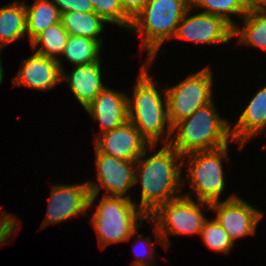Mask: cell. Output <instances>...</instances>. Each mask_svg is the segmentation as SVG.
I'll return each instance as SVG.
<instances>
[{
  "instance_id": "9",
  "label": "cell",
  "mask_w": 266,
  "mask_h": 266,
  "mask_svg": "<svg viewBox=\"0 0 266 266\" xmlns=\"http://www.w3.org/2000/svg\"><path fill=\"white\" fill-rule=\"evenodd\" d=\"M98 183L88 182L90 209L101 188L108 192L104 196H123L135 186V161H125L99 152L95 148ZM94 182V183H93ZM100 183V184H99ZM100 185V186H99Z\"/></svg>"
},
{
  "instance_id": "5",
  "label": "cell",
  "mask_w": 266,
  "mask_h": 266,
  "mask_svg": "<svg viewBox=\"0 0 266 266\" xmlns=\"http://www.w3.org/2000/svg\"><path fill=\"white\" fill-rule=\"evenodd\" d=\"M130 198L129 194L125 197L103 195L95 206L96 211L90 220L101 247L127 242L142 226L144 219L148 220V216Z\"/></svg>"
},
{
  "instance_id": "14",
  "label": "cell",
  "mask_w": 266,
  "mask_h": 266,
  "mask_svg": "<svg viewBox=\"0 0 266 266\" xmlns=\"http://www.w3.org/2000/svg\"><path fill=\"white\" fill-rule=\"evenodd\" d=\"M13 80L14 86L31 87L35 90H49L62 82V70L58 60L34 52L21 63Z\"/></svg>"
},
{
  "instance_id": "15",
  "label": "cell",
  "mask_w": 266,
  "mask_h": 266,
  "mask_svg": "<svg viewBox=\"0 0 266 266\" xmlns=\"http://www.w3.org/2000/svg\"><path fill=\"white\" fill-rule=\"evenodd\" d=\"M127 95L105 87L85 108L95 122L100 123V133L120 127L128 121Z\"/></svg>"
},
{
  "instance_id": "2",
  "label": "cell",
  "mask_w": 266,
  "mask_h": 266,
  "mask_svg": "<svg viewBox=\"0 0 266 266\" xmlns=\"http://www.w3.org/2000/svg\"><path fill=\"white\" fill-rule=\"evenodd\" d=\"M151 64L147 62L146 67L141 66L140 74L134 85L133 96L127 97L128 121L140 131L150 145H157L160 138L167 135L162 139L164 145V143L169 144L173 136L172 125L168 119L166 89L161 90V93L157 90L158 82L151 79L147 69ZM162 94H164V99Z\"/></svg>"
},
{
  "instance_id": "21",
  "label": "cell",
  "mask_w": 266,
  "mask_h": 266,
  "mask_svg": "<svg viewBox=\"0 0 266 266\" xmlns=\"http://www.w3.org/2000/svg\"><path fill=\"white\" fill-rule=\"evenodd\" d=\"M243 29L233 27V37H239L238 42L243 45L253 46L266 51V10L247 12L242 17Z\"/></svg>"
},
{
  "instance_id": "22",
  "label": "cell",
  "mask_w": 266,
  "mask_h": 266,
  "mask_svg": "<svg viewBox=\"0 0 266 266\" xmlns=\"http://www.w3.org/2000/svg\"><path fill=\"white\" fill-rule=\"evenodd\" d=\"M69 37L70 35L63 28L62 22H59L46 28L30 44L33 51L41 44L40 48L36 49L35 52L58 60L60 68L63 71L62 61L57 55H62Z\"/></svg>"
},
{
  "instance_id": "10",
  "label": "cell",
  "mask_w": 266,
  "mask_h": 266,
  "mask_svg": "<svg viewBox=\"0 0 266 266\" xmlns=\"http://www.w3.org/2000/svg\"><path fill=\"white\" fill-rule=\"evenodd\" d=\"M210 210L216 213L215 220L228 233L235 244L237 239L254 235L264 214L235 193L224 201L210 204Z\"/></svg>"
},
{
  "instance_id": "13",
  "label": "cell",
  "mask_w": 266,
  "mask_h": 266,
  "mask_svg": "<svg viewBox=\"0 0 266 266\" xmlns=\"http://www.w3.org/2000/svg\"><path fill=\"white\" fill-rule=\"evenodd\" d=\"M94 145L99 152L125 161H136L147 148H156L130 121L100 136L95 135Z\"/></svg>"
},
{
  "instance_id": "4",
  "label": "cell",
  "mask_w": 266,
  "mask_h": 266,
  "mask_svg": "<svg viewBox=\"0 0 266 266\" xmlns=\"http://www.w3.org/2000/svg\"><path fill=\"white\" fill-rule=\"evenodd\" d=\"M191 7L190 0H148L133 18L129 30L141 36V49L151 62L166 40L174 39L177 26Z\"/></svg>"
},
{
  "instance_id": "29",
  "label": "cell",
  "mask_w": 266,
  "mask_h": 266,
  "mask_svg": "<svg viewBox=\"0 0 266 266\" xmlns=\"http://www.w3.org/2000/svg\"><path fill=\"white\" fill-rule=\"evenodd\" d=\"M148 0H120L123 12L131 19L143 9Z\"/></svg>"
},
{
  "instance_id": "23",
  "label": "cell",
  "mask_w": 266,
  "mask_h": 266,
  "mask_svg": "<svg viewBox=\"0 0 266 266\" xmlns=\"http://www.w3.org/2000/svg\"><path fill=\"white\" fill-rule=\"evenodd\" d=\"M102 45L83 36H70L62 56L74 66L94 63L100 60Z\"/></svg>"
},
{
  "instance_id": "16",
  "label": "cell",
  "mask_w": 266,
  "mask_h": 266,
  "mask_svg": "<svg viewBox=\"0 0 266 266\" xmlns=\"http://www.w3.org/2000/svg\"><path fill=\"white\" fill-rule=\"evenodd\" d=\"M101 60L77 65L66 74L62 71L61 80L67 81L71 92L74 94L84 109L95 99V97L106 87L102 83Z\"/></svg>"
},
{
  "instance_id": "18",
  "label": "cell",
  "mask_w": 266,
  "mask_h": 266,
  "mask_svg": "<svg viewBox=\"0 0 266 266\" xmlns=\"http://www.w3.org/2000/svg\"><path fill=\"white\" fill-rule=\"evenodd\" d=\"M26 35L25 2L14 0L13 3L0 7V44L7 46Z\"/></svg>"
},
{
  "instance_id": "12",
  "label": "cell",
  "mask_w": 266,
  "mask_h": 266,
  "mask_svg": "<svg viewBox=\"0 0 266 266\" xmlns=\"http://www.w3.org/2000/svg\"><path fill=\"white\" fill-rule=\"evenodd\" d=\"M90 190L88 182L73 185H53L47 207L43 227L60 223L70 217L89 216L86 214L89 207Z\"/></svg>"
},
{
  "instance_id": "27",
  "label": "cell",
  "mask_w": 266,
  "mask_h": 266,
  "mask_svg": "<svg viewBox=\"0 0 266 266\" xmlns=\"http://www.w3.org/2000/svg\"><path fill=\"white\" fill-rule=\"evenodd\" d=\"M61 14L65 12H94L90 0H52Z\"/></svg>"
},
{
  "instance_id": "11",
  "label": "cell",
  "mask_w": 266,
  "mask_h": 266,
  "mask_svg": "<svg viewBox=\"0 0 266 266\" xmlns=\"http://www.w3.org/2000/svg\"><path fill=\"white\" fill-rule=\"evenodd\" d=\"M190 7L177 26L174 39L189 41L195 44L229 43L233 38V27L223 18L204 12L188 17Z\"/></svg>"
},
{
  "instance_id": "25",
  "label": "cell",
  "mask_w": 266,
  "mask_h": 266,
  "mask_svg": "<svg viewBox=\"0 0 266 266\" xmlns=\"http://www.w3.org/2000/svg\"><path fill=\"white\" fill-rule=\"evenodd\" d=\"M200 235L205 245L216 252L228 254L235 246L228 233L215 219L205 221Z\"/></svg>"
},
{
  "instance_id": "28",
  "label": "cell",
  "mask_w": 266,
  "mask_h": 266,
  "mask_svg": "<svg viewBox=\"0 0 266 266\" xmlns=\"http://www.w3.org/2000/svg\"><path fill=\"white\" fill-rule=\"evenodd\" d=\"M9 214L10 213H5L0 216V247L9 241L8 238H10L14 232H18L16 228L18 227L17 221L19 220L15 219L16 216L11 217L12 215Z\"/></svg>"
},
{
  "instance_id": "3",
  "label": "cell",
  "mask_w": 266,
  "mask_h": 266,
  "mask_svg": "<svg viewBox=\"0 0 266 266\" xmlns=\"http://www.w3.org/2000/svg\"><path fill=\"white\" fill-rule=\"evenodd\" d=\"M211 101L198 108L191 116L172 127L169 145L181 156L198 151H208L229 145L233 141L231 123L220 117Z\"/></svg>"
},
{
  "instance_id": "33",
  "label": "cell",
  "mask_w": 266,
  "mask_h": 266,
  "mask_svg": "<svg viewBox=\"0 0 266 266\" xmlns=\"http://www.w3.org/2000/svg\"><path fill=\"white\" fill-rule=\"evenodd\" d=\"M152 263H155V262H147V263H138V264H133L132 266H152Z\"/></svg>"
},
{
  "instance_id": "19",
  "label": "cell",
  "mask_w": 266,
  "mask_h": 266,
  "mask_svg": "<svg viewBox=\"0 0 266 266\" xmlns=\"http://www.w3.org/2000/svg\"><path fill=\"white\" fill-rule=\"evenodd\" d=\"M61 22L70 36H83L103 44L102 38L98 36L104 31V23L108 24V22L96 13L65 12L61 14Z\"/></svg>"
},
{
  "instance_id": "6",
  "label": "cell",
  "mask_w": 266,
  "mask_h": 266,
  "mask_svg": "<svg viewBox=\"0 0 266 266\" xmlns=\"http://www.w3.org/2000/svg\"><path fill=\"white\" fill-rule=\"evenodd\" d=\"M191 193H186L176 199L161 204L152 214L148 216L147 221H152L155 239L164 248L168 249V236L201 234V230L207 220L203 209L210 210V204L195 202ZM203 208V209H202Z\"/></svg>"
},
{
  "instance_id": "30",
  "label": "cell",
  "mask_w": 266,
  "mask_h": 266,
  "mask_svg": "<svg viewBox=\"0 0 266 266\" xmlns=\"http://www.w3.org/2000/svg\"><path fill=\"white\" fill-rule=\"evenodd\" d=\"M136 236L138 237V239H137V241L138 242H143L144 240H145V243L147 244V245H145V246H148L149 247V250H150V252H149V250L147 251V252H149V254L147 253L146 255L145 254H143L144 256H139L138 254H135V256H136V259L135 260H133V264H138V263H147V262H154V260H155V257H154V255H152V254H154L153 252L155 251V246H154V242H152L150 239L151 238H149V237H146V238H144V236H142L141 234H136ZM143 238H144V240H143ZM144 243V242H143ZM143 243H142V245H143ZM144 243V244H145ZM140 248V247H139ZM146 248V247H145ZM144 248V249H145ZM139 250V249H138ZM142 251V250H141ZM140 252V251H139ZM138 252V253H139ZM143 252V251H142ZM150 260H152V261H150Z\"/></svg>"
},
{
  "instance_id": "24",
  "label": "cell",
  "mask_w": 266,
  "mask_h": 266,
  "mask_svg": "<svg viewBox=\"0 0 266 266\" xmlns=\"http://www.w3.org/2000/svg\"><path fill=\"white\" fill-rule=\"evenodd\" d=\"M191 7L204 8L201 12L215 15L223 18L232 27L236 26V22L232 20L231 15L237 14L245 16L247 14L242 0H190Z\"/></svg>"
},
{
  "instance_id": "1",
  "label": "cell",
  "mask_w": 266,
  "mask_h": 266,
  "mask_svg": "<svg viewBox=\"0 0 266 266\" xmlns=\"http://www.w3.org/2000/svg\"><path fill=\"white\" fill-rule=\"evenodd\" d=\"M148 148L135 161V185L141 183L138 207L149 216L161 204L180 197L182 189V156L169 144L154 155L147 156Z\"/></svg>"
},
{
  "instance_id": "7",
  "label": "cell",
  "mask_w": 266,
  "mask_h": 266,
  "mask_svg": "<svg viewBox=\"0 0 266 266\" xmlns=\"http://www.w3.org/2000/svg\"><path fill=\"white\" fill-rule=\"evenodd\" d=\"M227 151L228 145L182 156V165H184L185 157H189L186 176L198 201L209 204L219 202L226 185L221 160L222 158L225 161L228 159Z\"/></svg>"
},
{
  "instance_id": "26",
  "label": "cell",
  "mask_w": 266,
  "mask_h": 266,
  "mask_svg": "<svg viewBox=\"0 0 266 266\" xmlns=\"http://www.w3.org/2000/svg\"><path fill=\"white\" fill-rule=\"evenodd\" d=\"M94 13L106 22L129 30L132 20L123 12L120 0H90Z\"/></svg>"
},
{
  "instance_id": "8",
  "label": "cell",
  "mask_w": 266,
  "mask_h": 266,
  "mask_svg": "<svg viewBox=\"0 0 266 266\" xmlns=\"http://www.w3.org/2000/svg\"><path fill=\"white\" fill-rule=\"evenodd\" d=\"M213 74L207 66L190 74L173 87H167L168 119L172 127L213 100Z\"/></svg>"
},
{
  "instance_id": "31",
  "label": "cell",
  "mask_w": 266,
  "mask_h": 266,
  "mask_svg": "<svg viewBox=\"0 0 266 266\" xmlns=\"http://www.w3.org/2000/svg\"><path fill=\"white\" fill-rule=\"evenodd\" d=\"M246 12L265 11L266 0H242Z\"/></svg>"
},
{
  "instance_id": "32",
  "label": "cell",
  "mask_w": 266,
  "mask_h": 266,
  "mask_svg": "<svg viewBox=\"0 0 266 266\" xmlns=\"http://www.w3.org/2000/svg\"><path fill=\"white\" fill-rule=\"evenodd\" d=\"M5 46L0 44V52L1 50L4 48ZM1 53H0V85L3 82V77H4V70H3V66H2V61H1Z\"/></svg>"
},
{
  "instance_id": "17",
  "label": "cell",
  "mask_w": 266,
  "mask_h": 266,
  "mask_svg": "<svg viewBox=\"0 0 266 266\" xmlns=\"http://www.w3.org/2000/svg\"><path fill=\"white\" fill-rule=\"evenodd\" d=\"M266 128V85L256 92L246 108L239 115L238 121L231 129L233 141H238L239 149L253 136L265 133Z\"/></svg>"
},
{
  "instance_id": "20",
  "label": "cell",
  "mask_w": 266,
  "mask_h": 266,
  "mask_svg": "<svg viewBox=\"0 0 266 266\" xmlns=\"http://www.w3.org/2000/svg\"><path fill=\"white\" fill-rule=\"evenodd\" d=\"M26 7V27L30 43L50 25L61 22V13L52 0H35Z\"/></svg>"
}]
</instances>
